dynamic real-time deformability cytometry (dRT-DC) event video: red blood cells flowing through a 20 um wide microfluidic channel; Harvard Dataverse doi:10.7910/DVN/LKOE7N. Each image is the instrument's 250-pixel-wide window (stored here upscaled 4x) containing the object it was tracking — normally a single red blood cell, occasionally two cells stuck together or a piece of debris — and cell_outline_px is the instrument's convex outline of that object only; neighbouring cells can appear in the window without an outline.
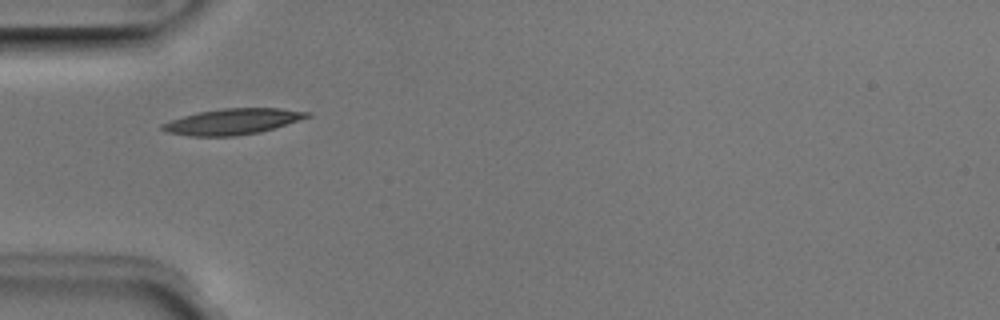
{"species": "Egyptian fruit bat (a non-hibernating species)", "species_latin": "Rousettus aegyptiacus", "temperature_condition": "room temperature", "stored_images_in_passage": 6, "camera_frame_rate_fps": 3000, "um_per_image_px": 0.085, "animal": {"sex": "male"}, "frame": {"image": 1, "passage_image": 3, "time_ms": 0.667, "image_size_px": [1000, 320], "cell_outline_px": [[312, 116], [260, 132], [236, 136], [188, 136], [164, 132], [160, 128], [160, 124], [184, 116], [200, 112], [224, 108], [280, 108], [312, 112]], "centroid_in_image_um": [19.77, 10.34], "position_along_channel_um": 65.2, "area_um2": 21.79}}
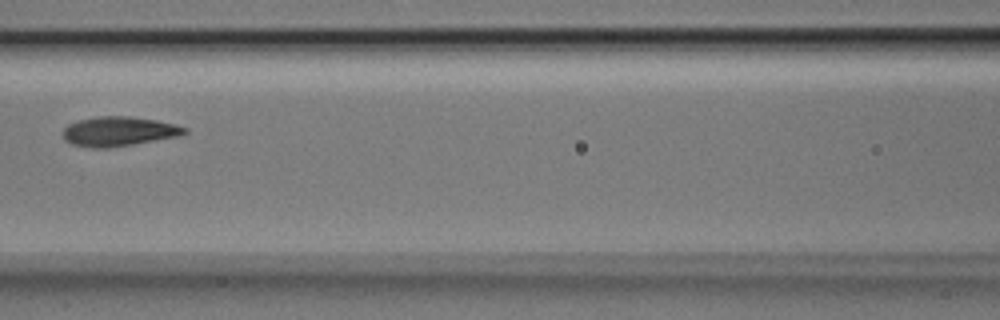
{"frame": {"image": 2, "passage_image": 5, "time_ms": 1.333, "image_size_px": [1000, 320], "cell_outline_px": [[188, 132], [176, 136], [132, 144], [108, 148], [88, 148], [72, 144], [64, 140], [60, 132], [68, 124], [80, 120], [96, 116], [128, 116], [156, 120], [176, 124], [188, 128]], "centroid_in_image_um": [10.04, 11.17], "position_along_channel_um": 156.6, "area_um2": 20.98}}
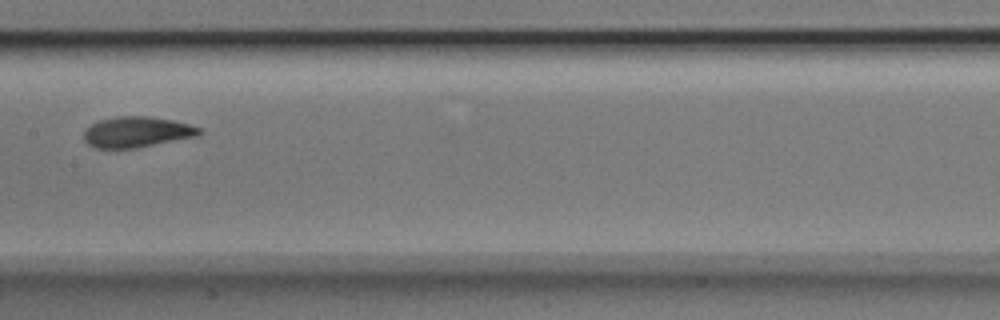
{"frame": {"image": 3, "passage_image": 6, "time_ms": 1.667, "image_size_px": [1000, 320], "cell_outline_px": [[204, 132], [196, 136], [136, 148], [96, 148], [88, 144], [84, 140], [84, 128], [100, 120], [116, 116], [148, 116], [172, 120], [188, 124], [200, 128]], "centroid_in_image_um": [11.6, 11.22], "position_along_channel_um": 195.8, "area_um2": 20.58}}